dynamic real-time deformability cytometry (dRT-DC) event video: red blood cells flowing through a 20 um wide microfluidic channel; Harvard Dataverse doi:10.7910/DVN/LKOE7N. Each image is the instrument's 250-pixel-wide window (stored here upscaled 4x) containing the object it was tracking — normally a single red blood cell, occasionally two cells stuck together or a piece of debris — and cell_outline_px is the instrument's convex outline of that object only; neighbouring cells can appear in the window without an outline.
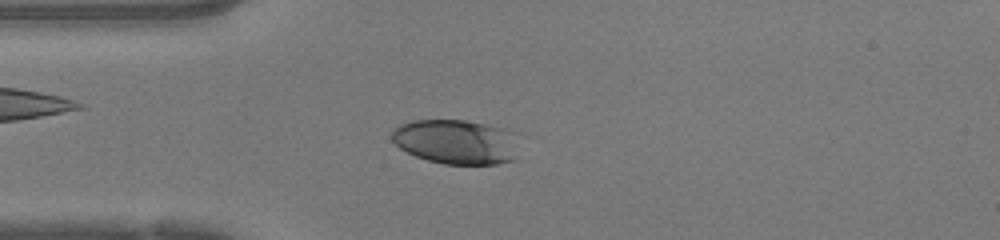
{"species": "human", "species_latin": "Homo sapiens", "temperature_condition": "warm", "stored_images_in_passage": 46, "camera_frame_rate_fps": 3000, "um_per_image_px": 0.085, "donor": {"sex": "female"}, "frame": {"image": 1, "passage_image": 11, "time_ms": 3.333, "image_size_px": [1000, 240], "cell_outline_px": [[516, 160], [496, 164], [444, 164], [428, 160], [416, 156], [400, 148], [392, 140], [392, 132], [400, 124], [412, 120], [464, 120], [484, 124], [500, 128], [512, 132], [516, 156]], "centroid_in_image_um": [38.73, 12.06], "position_along_channel_um": 46.3, "area_um2": 32.66}}
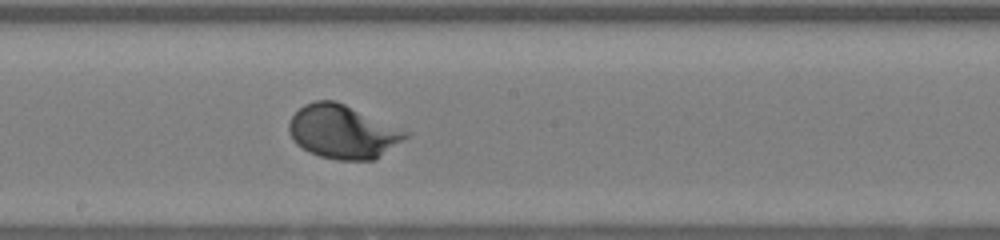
{"frame": {"image": 2, "passage_image": 24, "time_ms": 7.667, "image_size_px": [1000, 240], "cell_outline_px": [[412, 132], [408, 136], [372, 160], [336, 160], [320, 156], [308, 152], [296, 144], [288, 132], [288, 120], [304, 104], [316, 100], [336, 100]], "centroid_in_image_um": [29.11, 11.18], "position_along_channel_um": 219.1, "area_um2": 36.47}}
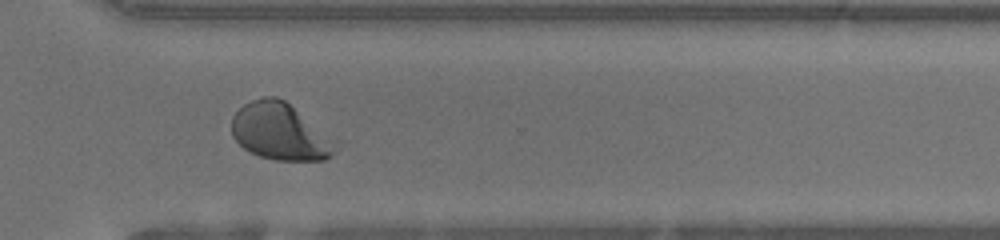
{"frame": {"image": 3, "passage_image": 33, "time_ms": 10.667, "image_size_px": [1000, 240], "cell_outline_px": [[336, 140], [332, 156], [324, 160], [276, 160], [260, 156], [244, 148], [232, 136], [232, 116], [244, 104], [252, 100], [264, 96], [276, 96], [284, 100]], "centroid_in_image_um": [23.79, 11.19], "position_along_channel_um": 346.8, "area_um2": 34.04}, "authors_computed_cell_mechanics": {"area_um2": 35.6048, "velocity_mm_per_s": 4.261, "shape_relaxation_time_tau1_ms": 2.0709, "shape_relaxation_time_tau2_ms": null, "deformation_change_tau1": 0.1654, "deformation_change_tau2": null}}